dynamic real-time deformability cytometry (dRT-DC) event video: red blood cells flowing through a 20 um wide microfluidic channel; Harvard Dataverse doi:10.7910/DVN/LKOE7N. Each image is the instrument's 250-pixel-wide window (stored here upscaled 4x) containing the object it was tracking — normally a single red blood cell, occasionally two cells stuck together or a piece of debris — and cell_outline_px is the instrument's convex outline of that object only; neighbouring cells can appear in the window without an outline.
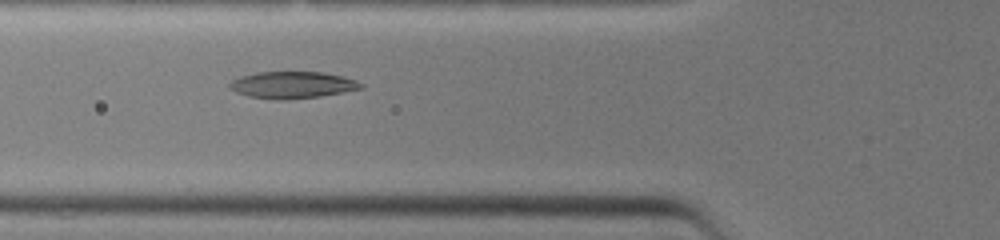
{"species": "common noctule bat (a hibernating species)", "species_latin": "Nyctalus noctula", "temperature_condition": "warm", "stored_images_in_passage": 20, "camera_frame_rate_fps": 3000, "um_per_image_px": 0.085, "animal": {"sex": "female", "body_mass_g": 19.0, "forearm_length_mm": 51.5}, "frame": {"image": 1, "passage_image": 12, "time_ms": 3.667, "image_size_px": [1000, 240], "cell_outline_px": [[364, 88], [320, 96], [288, 100], [276, 100], [248, 96], [236, 92], [228, 88], [228, 84], [232, 80], [240, 76], [256, 72], [324, 72], [344, 76], [356, 80], [364, 84]], "centroid_in_image_um": [24.84, 7.22], "position_along_channel_um": 101.0, "area_um2": 20.75}}
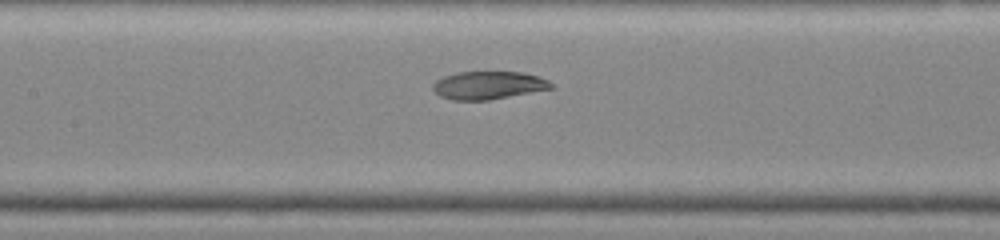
{"frame": {"image": 2, "passage_image": 16, "time_ms": 5.0, "image_size_px": [1000, 240], "cell_outline_px": [[556, 88], [488, 100], [452, 100], [440, 96], [432, 88], [432, 84], [436, 80], [444, 76], [456, 72], [520, 72], [540, 76], [548, 80]], "centroid_in_image_um": [41.53, 7.25], "position_along_channel_um": 165.9, "area_um2": 19.36}}
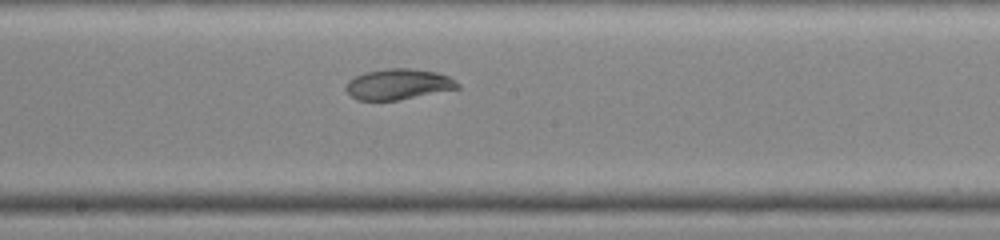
{"frame": {"image": 3, "passage_image": 19, "time_ms": 6.0, "image_size_px": [1000, 240], "cell_outline_px": [[460, 88], [400, 100], [356, 100], [344, 88], [348, 80], [364, 72], [388, 68], [412, 68], [436, 72], [448, 76], [456, 80], [460, 84]], "centroid_in_image_um": [33.86, 7.16], "position_along_channel_um": 214.3, "area_um2": 20.11}}